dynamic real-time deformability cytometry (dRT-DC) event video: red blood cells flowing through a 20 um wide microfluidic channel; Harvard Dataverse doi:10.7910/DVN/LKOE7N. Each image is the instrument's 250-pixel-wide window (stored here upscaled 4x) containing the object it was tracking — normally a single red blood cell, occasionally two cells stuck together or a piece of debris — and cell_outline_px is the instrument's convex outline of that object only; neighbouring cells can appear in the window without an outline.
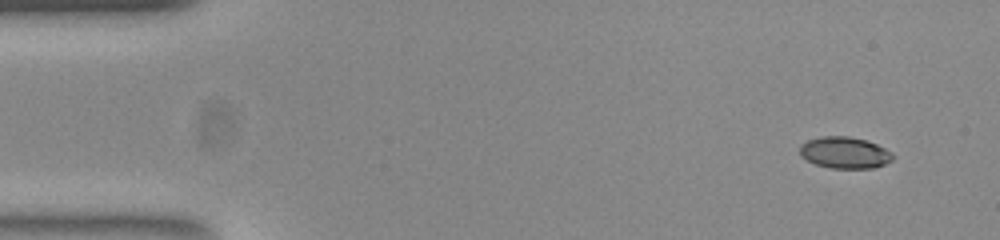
{"species": "common noctule bat (a hibernating species)", "species_latin": "Nyctalus noctula", "temperature_condition": "room temperature", "stored_images_in_passage": 50, "camera_frame_rate_fps": 3000, "um_per_image_px": 0.085, "animal": {"sex": "female", "body_mass_g": 23.0, "forearm_length_mm": 53.4}, "frame": {"image": 1, "passage_image": 1, "time_ms": 0.0, "image_size_px": [1000, 240], "cell_outline_px": [[896, 156], [892, 160], [884, 164], [872, 168], [832, 168], [816, 164], [800, 156], [800, 144], [808, 140], [820, 136], [848, 136], [864, 140], [876, 144], [892, 152]], "centroid_in_image_um": [71.8, 12.97], "position_along_channel_um": 13.2, "area_um2": 17.05}}
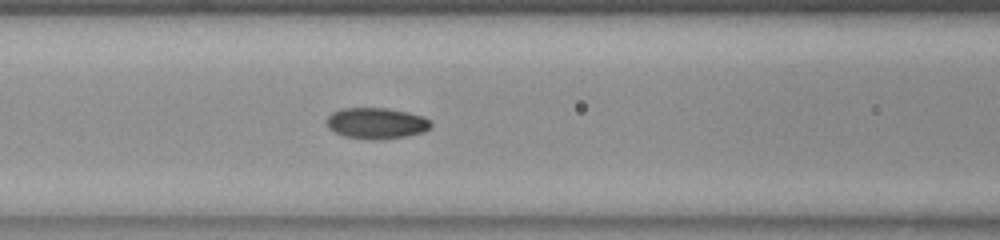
{"frame": {"image": 2, "passage_image": 19, "time_ms": 6.0, "image_size_px": [1000, 240], "cell_outline_px": [[432, 124], [424, 132], [408, 136], [372, 140], [344, 136], [328, 128], [328, 116], [332, 112], [340, 108], [388, 108], [408, 112], [424, 116]], "centroid_in_image_um": [32.0, 10.47], "position_along_channel_um": 134.6, "area_um2": 18.84}}
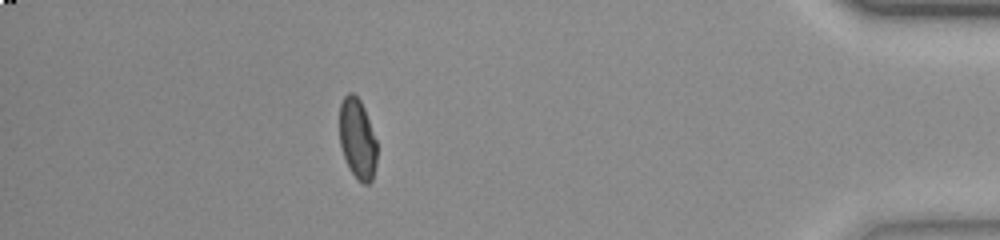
{"frame": {"image": 3, "passage_image": 44, "time_ms": 14.333, "image_size_px": [1000, 240], "cell_outline_px": [[376, 160], [372, 180], [368, 184], [364, 184], [348, 168], [340, 144], [340, 104], [344, 96], [348, 92], [352, 92], [360, 100], [364, 108], [376, 140]], "centroid_in_image_um": [30.37, 11.78], "position_along_channel_um": 404.8, "area_um2": 17.28}, "authors_computed_cell_mechanics": {"area_um2": 18.2648, "velocity_mm_per_s": 3.8729, "shape_relaxation_time_tau1_ms": 5.5458, "shape_relaxation_time_tau2_ms": 1.8986, "deformation_change_tau1": 0.1477, "deformation_change_tau2": 0.049}}